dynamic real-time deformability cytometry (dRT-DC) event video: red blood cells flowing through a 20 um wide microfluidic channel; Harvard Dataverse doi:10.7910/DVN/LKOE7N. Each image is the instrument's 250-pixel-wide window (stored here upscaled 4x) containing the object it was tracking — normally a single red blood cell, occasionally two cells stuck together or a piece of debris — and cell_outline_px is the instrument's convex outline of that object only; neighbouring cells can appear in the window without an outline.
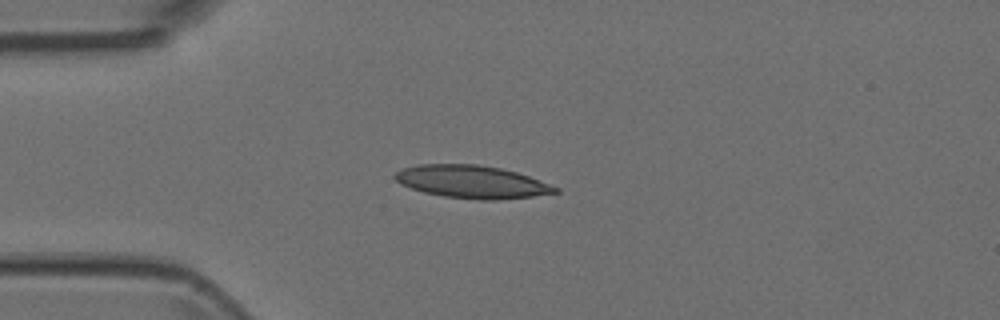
{"species": "Egyptian fruit bat (a non-hibernating species)", "species_latin": "Rousettus aegyptiacus", "temperature_condition": "room temperature", "stored_images_in_passage": 1, "camera_frame_rate_fps": 3000, "um_per_image_px": 0.085, "animal": {"sex": "female"}, "frame": {"image": 1, "passage_image": 1, "time_ms": 0.0, "image_size_px": [1000, 320], "cell_outline_px": [[560, 192], [532, 196], [496, 200], [480, 200], [444, 196], [424, 192], [400, 184], [392, 176], [396, 172], [404, 168], [416, 164], [476, 164], [500, 168], [516, 172], [528, 176], [560, 188]], "centroid_in_image_um": [40.1, 15.45], "position_along_channel_um": 44.9, "area_um2": 30.46}}